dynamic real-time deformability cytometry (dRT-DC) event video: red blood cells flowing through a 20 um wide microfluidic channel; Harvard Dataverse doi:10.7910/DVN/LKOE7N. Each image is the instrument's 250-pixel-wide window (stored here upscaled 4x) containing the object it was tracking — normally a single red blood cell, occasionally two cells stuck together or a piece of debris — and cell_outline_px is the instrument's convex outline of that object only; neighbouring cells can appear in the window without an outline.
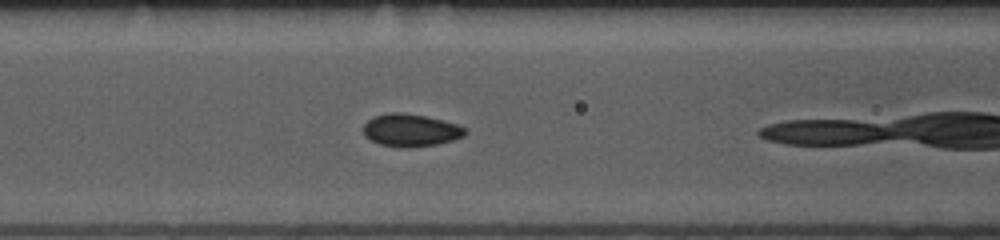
{"species": "common noctule bat (a hibernating species)", "species_latin": "Nyctalus noctula", "temperature_condition": "room temperature", "stored_images_in_passage": 11, "camera_frame_rate_fps": 3000, "um_per_image_px": 0.085, "animal": {"sex": "female", "body_mass_g": 10.0, "forearm_length_mm": 53.1}, "frame": {"image": 1, "passage_image": 7, "time_ms": 2.0, "image_size_px": [1000, 240], "cell_outline_px": [[468, 132], [464, 136], [452, 140], [436, 144], [408, 148], [400, 148], [380, 144], [364, 136], [364, 124], [372, 116], [392, 112], [404, 112], [424, 116], [456, 124], [468, 128]], "centroid_in_image_um": [34.91, 11.07], "position_along_channel_um": 131.7, "area_um2": 19.36}}
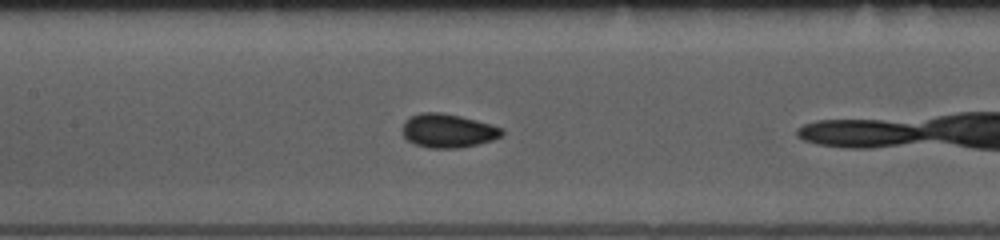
{"frame": {"image": 2, "passage_image": 10, "time_ms": 3.0, "image_size_px": [1000, 240], "cell_outline_px": [[504, 136], [492, 140], [460, 148], [428, 148], [416, 144], [408, 140], [404, 136], [404, 120], [420, 112], [440, 112], [460, 116], [492, 124], [504, 128]], "centroid_in_image_um": [38.12, 11.11], "position_along_channel_um": 169.3, "area_um2": 19.59}}